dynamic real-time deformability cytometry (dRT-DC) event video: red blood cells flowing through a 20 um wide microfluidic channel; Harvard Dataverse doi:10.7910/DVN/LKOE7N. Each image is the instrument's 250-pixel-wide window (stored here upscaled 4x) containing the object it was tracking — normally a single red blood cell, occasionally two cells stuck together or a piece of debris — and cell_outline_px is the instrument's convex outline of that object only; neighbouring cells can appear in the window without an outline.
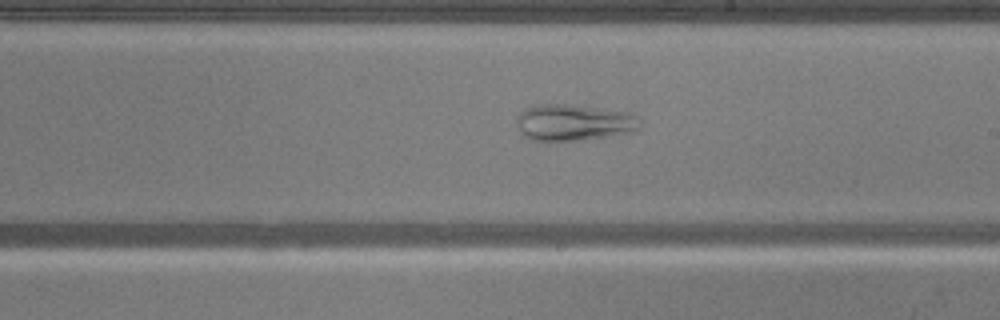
{"species": "common noctule bat (a hibernating species)", "species_latin": "Nyctalus noctula", "temperature_condition": "warm", "stored_images_in_passage": 50, "camera_frame_rate_fps": 3000, "um_per_image_px": 0.085, "animal": {"sex": "male", "body_mass_g": 20.5, "forearm_length_mm": 52.5}, "frame": {"image": 1, "passage_image": 28, "time_ms": 9.0, "image_size_px": [1000, 320], "cell_outline_px": [[640, 128], [624, 132], [604, 136], [576, 140], [532, 140], [520, 132], [516, 124], [516, 116], [524, 108], [540, 104], [572, 104], [628, 112], [636, 116], [640, 124]], "centroid_in_image_um": [48.69, 10.38], "position_along_channel_um": 240.3, "area_um2": 25.78}}
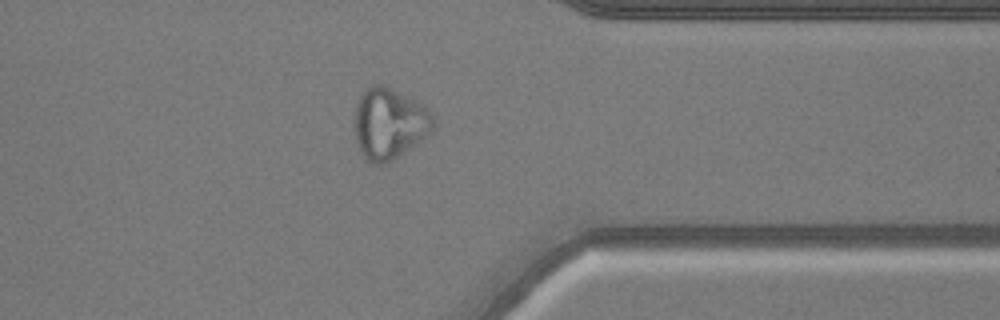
{"frame": {"image": 2, "passage_image": 39, "time_ms": 12.667, "image_size_px": [1000, 320], "cell_outline_px": [[436, 128], [420, 140], [392, 160], [384, 164], [372, 164], [360, 152], [356, 140], [356, 104], [364, 84], [384, 84], [424, 104], [428, 108], [436, 124]], "centroid_in_image_um": [33.09, 10.44], "position_along_channel_um": 378.3, "area_um2": 32.83}}
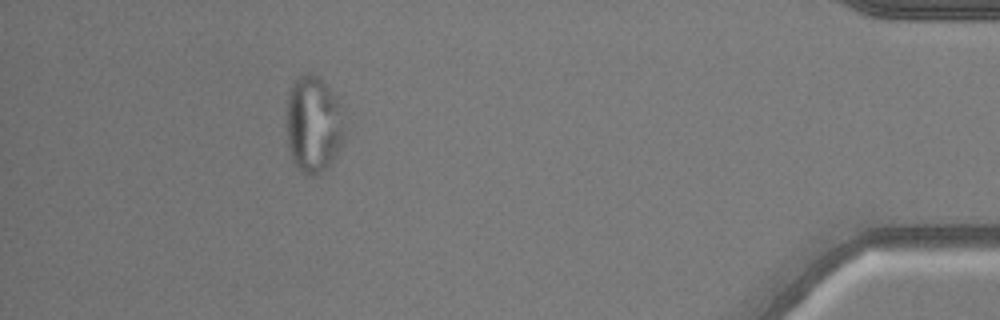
{"frame": {"image": 3, "passage_image": 45, "time_ms": 14.667, "image_size_px": [1000, 320], "cell_outline_px": [[344, 136], [328, 168], [324, 172], [316, 176], [308, 176], [300, 172], [292, 164], [288, 148], [288, 92], [292, 80], [304, 72], [312, 72], [320, 76], [336, 96], [344, 128]], "centroid_in_image_um": [26.61, 10.57], "position_along_channel_um": 408.6, "area_um2": 33.06}}